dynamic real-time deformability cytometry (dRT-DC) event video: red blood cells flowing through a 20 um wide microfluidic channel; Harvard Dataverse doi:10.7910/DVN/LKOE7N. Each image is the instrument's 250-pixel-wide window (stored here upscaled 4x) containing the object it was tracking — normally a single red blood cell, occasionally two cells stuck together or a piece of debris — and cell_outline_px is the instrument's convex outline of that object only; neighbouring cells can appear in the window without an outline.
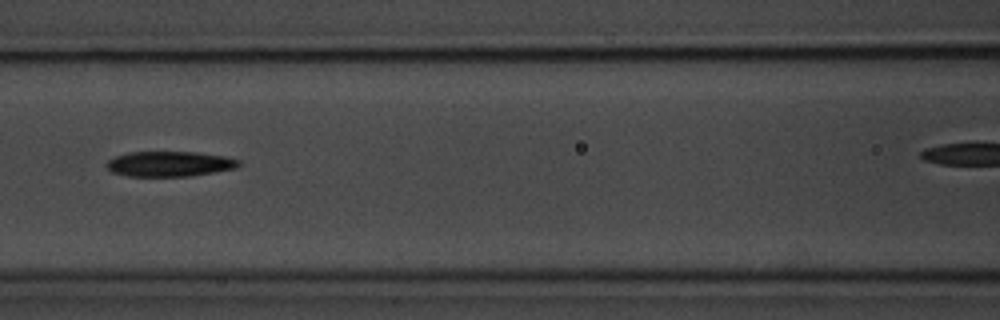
{"species": "common noctule bat (a hibernating species)", "species_latin": "Nyctalus noctula", "temperature_condition": "room temperature", "stored_images_in_passage": 6, "camera_frame_rate_fps": 3000, "um_per_image_px": 0.085, "animal": {"sex": "male", "body_mass_g": 20.1, "forearm_length_mm": 53.5}, "frame": {"image": 1, "passage_image": 4, "time_ms": 3.333, "image_size_px": [1000, 320], "cell_outline_px": [[240, 164], [236, 168], [192, 176], [128, 176], [112, 172], [104, 164], [108, 160], [116, 156], [128, 152], [196, 152], [224, 156], [240, 160]], "centroid_in_image_um": [14.4, 13.93], "position_along_channel_um": 152.2, "area_um2": 19.42}}